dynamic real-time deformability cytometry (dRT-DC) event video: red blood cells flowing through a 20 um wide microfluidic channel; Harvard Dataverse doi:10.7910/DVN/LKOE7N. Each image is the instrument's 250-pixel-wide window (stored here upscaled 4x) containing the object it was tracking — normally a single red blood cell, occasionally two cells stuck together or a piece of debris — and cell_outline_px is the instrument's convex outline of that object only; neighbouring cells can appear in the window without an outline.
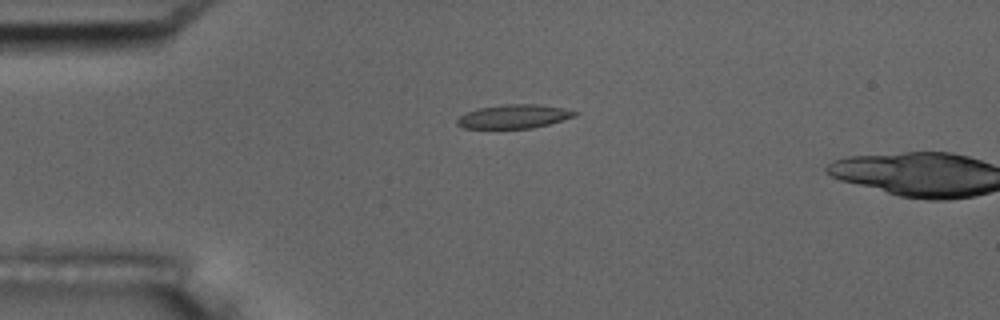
{"species": "common noctule bat (a hibernating species)", "species_latin": "Nyctalus noctula", "temperature_condition": "room temperature", "stored_images_in_passage": 6, "camera_frame_rate_fps": 3000, "um_per_image_px": 0.085, "animal": {"sex": "male", "body_mass_g": 17.5, "forearm_length_mm": 52.3}, "frame": {"image": 1, "passage_image": 4, "time_ms": 1.0, "image_size_px": [1000, 320], "cell_outline_px": [[580, 112], [576, 116], [548, 124], [532, 128], [464, 128], [456, 124], [456, 120], [460, 116], [476, 108], [504, 104], [536, 104], [564, 108]], "centroid_in_image_um": [43.69, 9.89], "position_along_channel_um": 41.3, "area_um2": 16.3}}